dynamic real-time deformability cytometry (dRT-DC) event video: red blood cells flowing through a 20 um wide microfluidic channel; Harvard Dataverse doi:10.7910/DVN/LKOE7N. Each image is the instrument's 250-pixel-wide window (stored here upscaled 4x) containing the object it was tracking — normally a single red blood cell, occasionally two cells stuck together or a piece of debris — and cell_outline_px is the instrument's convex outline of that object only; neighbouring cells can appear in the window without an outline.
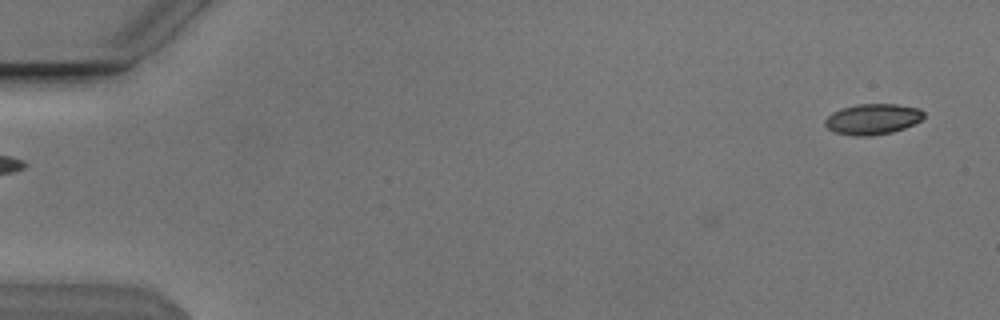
{"species": "Egyptian fruit bat (a non-hibernating species)", "species_latin": "Rousettus aegyptiacus", "temperature_condition": "cold", "stored_images_in_passage": 50, "camera_frame_rate_fps": 3000, "um_per_image_px": 0.085, "animal": {"sex": "male"}, "frame": {"image": 1, "passage_image": 1, "time_ms": 0.0, "image_size_px": [1000, 320], "cell_outline_px": [[924, 116], [920, 120], [904, 128], [892, 132], [868, 136], [852, 136], [836, 132], [828, 128], [824, 124], [824, 120], [832, 112], [840, 108], [856, 104], [896, 104], [920, 108], [924, 112]], "centroid_in_image_um": [74.15, 10.11], "position_along_channel_um": 10.8, "area_um2": 17.69}}
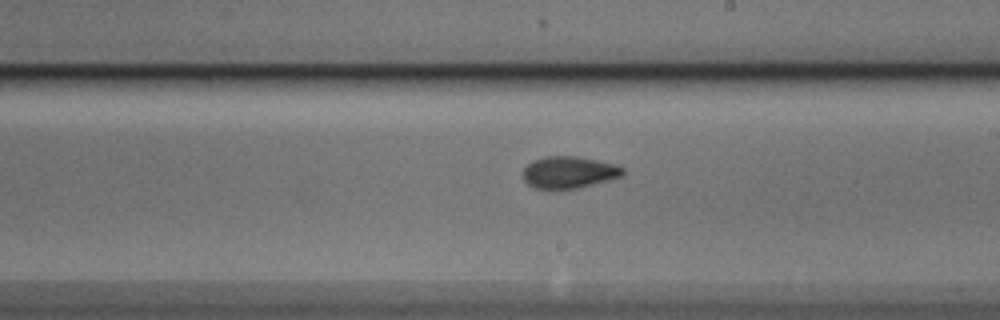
{"frame": {"image": 2, "passage_image": 30, "time_ms": 9.667, "image_size_px": [1000, 320], "cell_outline_px": [[624, 172], [620, 176], [608, 180], [576, 188], [536, 188], [528, 184], [524, 180], [524, 168], [532, 160], [544, 156], [576, 156], [616, 164], [624, 168]], "centroid_in_image_um": [48.35, 14.62], "position_along_channel_um": 240.6, "area_um2": 18.26}}
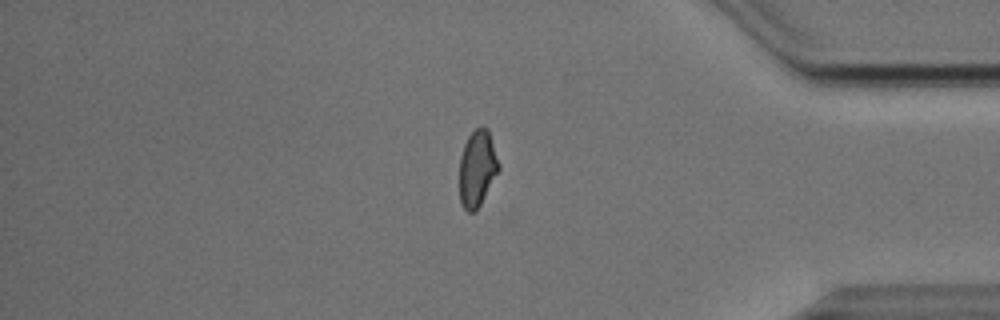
{"frame": {"image": 3, "passage_image": 44, "time_ms": 14.333, "image_size_px": [1000, 320], "cell_outline_px": [[500, 168], [476, 212], [468, 212], [464, 208], [460, 200], [460, 156], [464, 144], [468, 136], [476, 128], [488, 128], [500, 164]], "centroid_in_image_um": [40.57, 14.32], "position_along_channel_um": 394.6, "area_um2": 17.4}}